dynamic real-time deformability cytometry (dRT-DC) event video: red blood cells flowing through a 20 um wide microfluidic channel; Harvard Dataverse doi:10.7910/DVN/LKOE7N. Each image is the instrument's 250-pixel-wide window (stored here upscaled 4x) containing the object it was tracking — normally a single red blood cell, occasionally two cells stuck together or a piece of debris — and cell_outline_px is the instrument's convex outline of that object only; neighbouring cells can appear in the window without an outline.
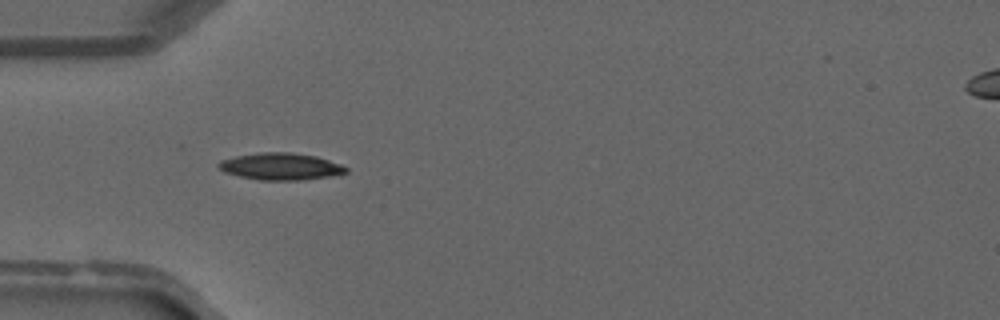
{"species": "common noctule bat (a hibernating species)", "species_latin": "Nyctalus noctula", "temperature_condition": "warm", "stored_images_in_passage": 34, "camera_frame_rate_fps": 3000, "um_per_image_px": 0.085, "animal": {"sex": "male", "forearm_length_mm": 52.5}, "frame": {"image": 1, "passage_image": 6, "time_ms": 1.667, "image_size_px": [1000, 320], "cell_outline_px": [[348, 172], [340, 176], [304, 180], [260, 180], [240, 176], [224, 172], [216, 164], [220, 160], [236, 156], [260, 152], [292, 152], [316, 156], [340, 164], [348, 168]], "centroid_in_image_um": [23.92, 14.16], "position_along_channel_um": 61.1, "area_um2": 20.29}}
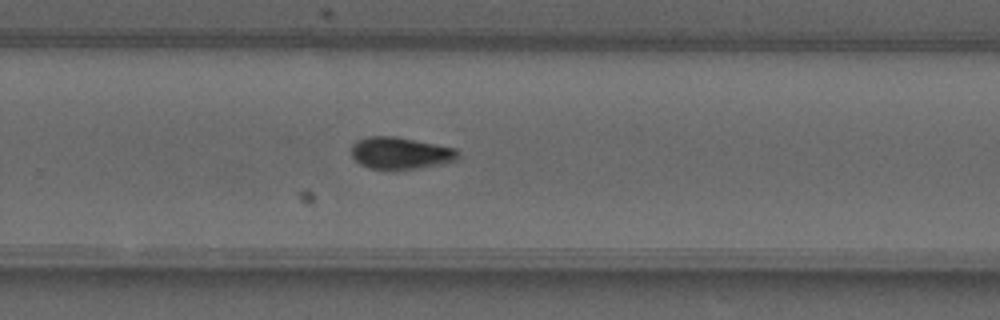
{"frame": {"image": 2, "passage_image": 20, "time_ms": 6.333, "image_size_px": [1000, 320], "cell_outline_px": [[460, 156], [456, 160], [420, 168], [396, 172], [368, 168], [360, 164], [352, 156], [352, 144], [356, 140], [368, 136], [392, 136], [456, 148]], "centroid_in_image_um": [34.0, 13.05], "position_along_channel_um": 295.8, "area_um2": 20.23}}
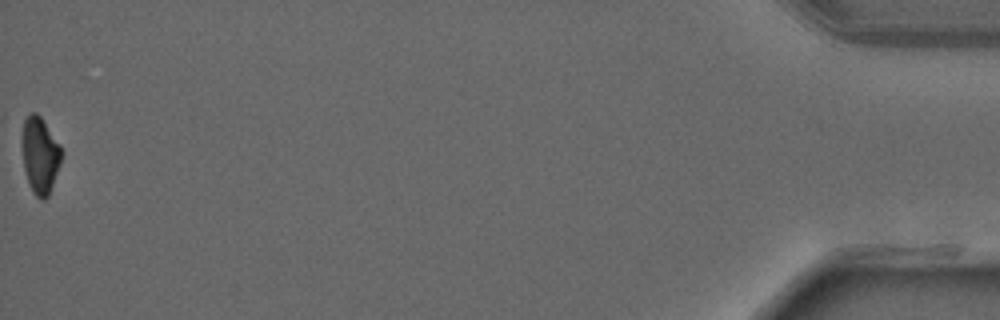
{"frame": {"image": 3, "passage_image": 34, "time_ms": 11.0, "image_size_px": [1000, 320], "cell_outline_px": [[64, 152], [60, 164], [48, 196], [44, 200], [40, 200], [32, 192], [24, 168], [20, 140], [24, 120], [32, 112], [36, 112], [40, 116], [60, 144]], "centroid_in_image_um": [3.39, 13.18], "position_along_channel_um": 431.8, "area_um2": 17.8}}